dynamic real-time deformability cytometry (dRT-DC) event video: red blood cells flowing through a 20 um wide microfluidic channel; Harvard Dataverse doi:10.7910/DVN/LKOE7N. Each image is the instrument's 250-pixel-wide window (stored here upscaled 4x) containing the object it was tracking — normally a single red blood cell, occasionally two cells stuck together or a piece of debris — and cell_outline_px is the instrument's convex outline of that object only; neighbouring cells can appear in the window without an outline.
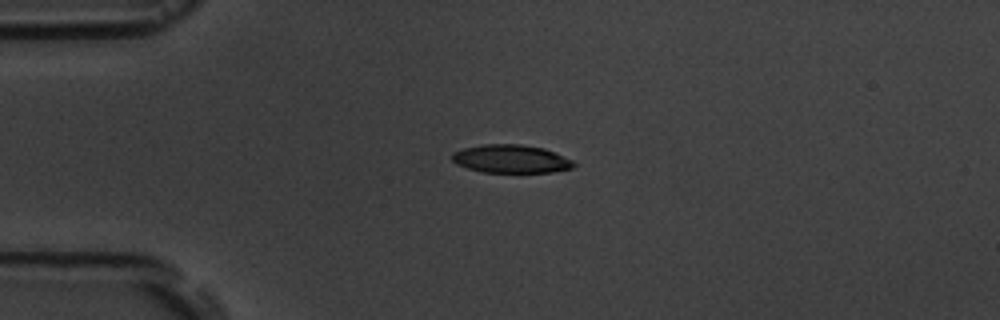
{"species": "common noctule bat (a hibernating species)", "species_latin": "Nyctalus noctula", "temperature_condition": "room temperature", "stored_images_in_passage": 4, "camera_frame_rate_fps": 3000, "um_per_image_px": 0.085, "animal": {"sex": "male", "body_mass_g": 19.5, "forearm_length_mm": 54.6}, "frame": {"image": 1, "passage_image": 1, "time_ms": 0.0, "image_size_px": [1000, 320], "cell_outline_px": [[576, 164], [572, 168], [552, 172], [484, 172], [468, 168], [456, 164], [452, 160], [452, 152], [464, 148], [484, 144], [520, 144], [544, 148], [572, 160]], "centroid_in_image_um": [43.42, 13.5], "position_along_channel_um": 41.6, "area_um2": 19.88}}
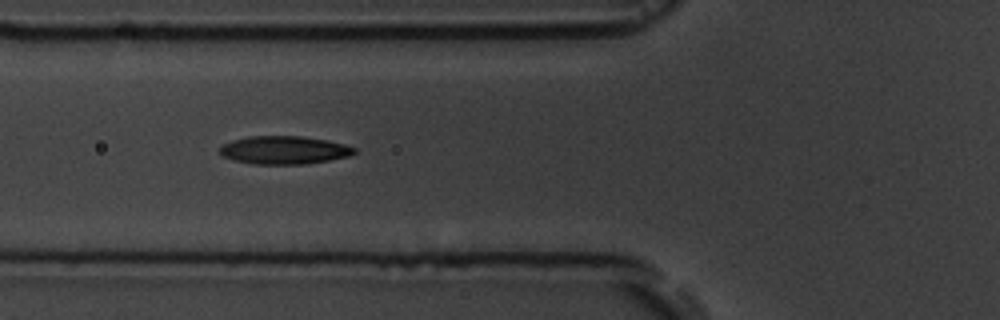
{"frame": {"image": 2, "passage_image": 3, "time_ms": 2.333, "image_size_px": [1000, 320], "cell_outline_px": [[356, 152], [348, 156], [328, 160], [304, 164], [256, 164], [236, 160], [224, 156], [220, 152], [220, 148], [224, 144], [232, 140], [248, 136], [300, 136], [328, 140], [344, 144], [356, 148]], "centroid_in_image_um": [24.17, 12.75], "position_along_channel_um": 101.6, "area_um2": 21.79}}
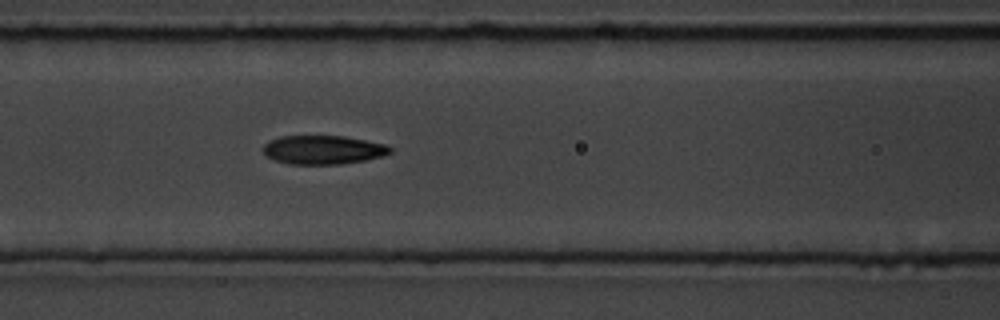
{"frame": {"image": 3, "passage_image": 4, "time_ms": 3.333, "image_size_px": [1000, 320], "cell_outline_px": [[392, 152], [380, 156], [364, 160], [340, 164], [288, 164], [276, 160], [268, 156], [264, 152], [264, 144], [268, 140], [280, 136], [344, 136], [384, 144], [392, 148]], "centroid_in_image_um": [27.44, 12.73], "position_along_channel_um": 139.2, "area_um2": 21.1}}